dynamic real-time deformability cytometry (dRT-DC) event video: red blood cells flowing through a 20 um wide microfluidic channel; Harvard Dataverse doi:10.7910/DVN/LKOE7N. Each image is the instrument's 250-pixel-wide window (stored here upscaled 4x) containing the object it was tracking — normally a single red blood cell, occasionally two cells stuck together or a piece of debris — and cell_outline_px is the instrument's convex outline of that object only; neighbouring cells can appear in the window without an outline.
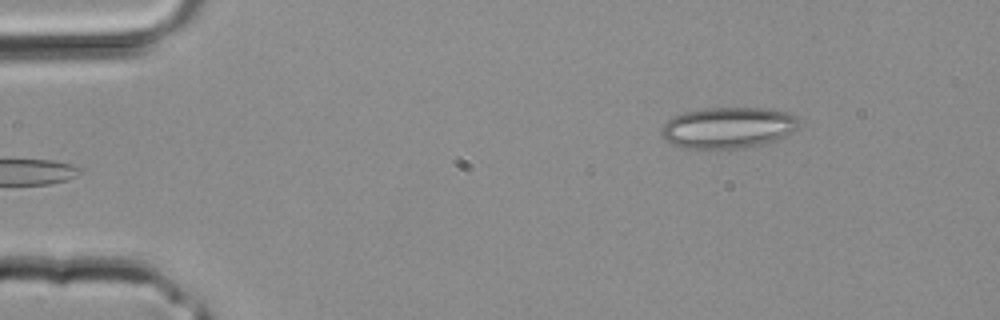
{"species": "common noctule bat (a hibernating species)", "species_latin": "Nyctalus noctula", "temperature_condition": "room temperature", "stored_images_in_passage": 3, "camera_frame_rate_fps": 3000, "um_per_image_px": 0.085, "animal": {"sex": "male", "body_mass_g": 20.4}, "frame": {"image": 1, "passage_image": 3, "time_ms": 0.667, "image_size_px": [1000, 320], "cell_outline_px": [[800, 120], [796, 128], [792, 132], [776, 140], [744, 148], [684, 148], [672, 144], [664, 140], [660, 136], [660, 128], [668, 120], [684, 112], [708, 108], [760, 108], [784, 112], [796, 116]], "centroid_in_image_um": [61.84, 10.86], "position_along_channel_um": 23.2, "area_um2": 32.77}}